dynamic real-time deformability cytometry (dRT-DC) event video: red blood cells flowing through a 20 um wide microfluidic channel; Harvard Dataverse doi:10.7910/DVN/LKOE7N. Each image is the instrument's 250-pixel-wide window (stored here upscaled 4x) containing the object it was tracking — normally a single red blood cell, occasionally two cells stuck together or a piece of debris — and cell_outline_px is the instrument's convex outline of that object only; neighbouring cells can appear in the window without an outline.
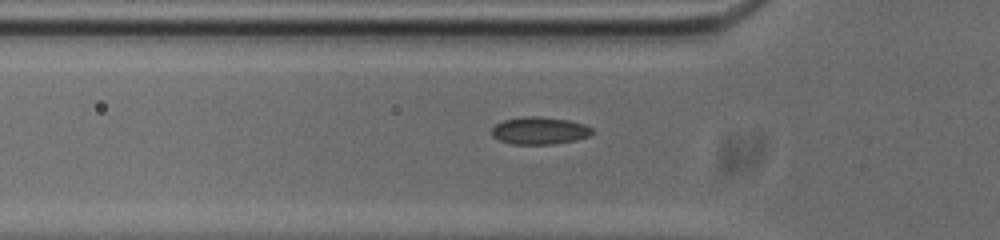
{"species": "common noctule bat (a hibernating species)", "species_latin": "Nyctalus noctula", "temperature_condition": "cold", "stored_images_in_passage": 40, "camera_frame_rate_fps": 3000, "um_per_image_px": 0.085, "animal": {"sex": "male", "body_mass_g": 20.0, "forearm_length_mm": 53.3}, "frame": {"image": 1, "passage_image": 7, "time_ms": 2.0, "image_size_px": [1000, 240], "cell_outline_px": [[592, 132], [588, 136], [576, 140], [552, 144], [512, 144], [500, 140], [492, 136], [492, 128], [496, 124], [504, 120], [524, 116], [540, 116], [568, 120], [584, 124], [592, 128]], "centroid_in_image_um": [45.85, 11.1], "position_along_channel_um": 80.0, "area_um2": 15.95}}
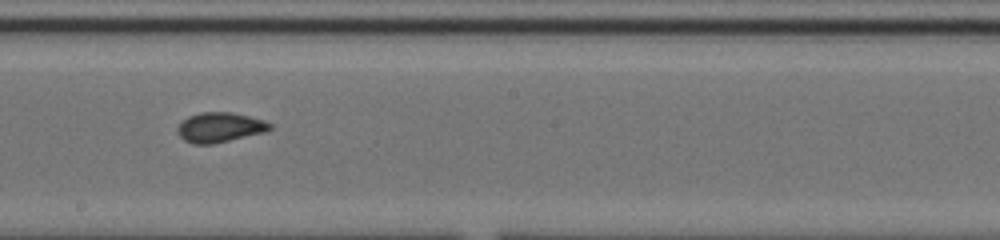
{"frame": {"image": 2, "passage_image": 19, "time_ms": 6.0, "image_size_px": [1000, 240], "cell_outline_px": [[272, 128], [264, 132], [212, 144], [192, 144], [184, 140], [180, 136], [176, 128], [188, 116], [200, 112], [232, 112], [264, 120], [272, 124]], "centroid_in_image_um": [18.67, 10.82], "position_along_channel_um": 229.5, "area_um2": 15.95}}
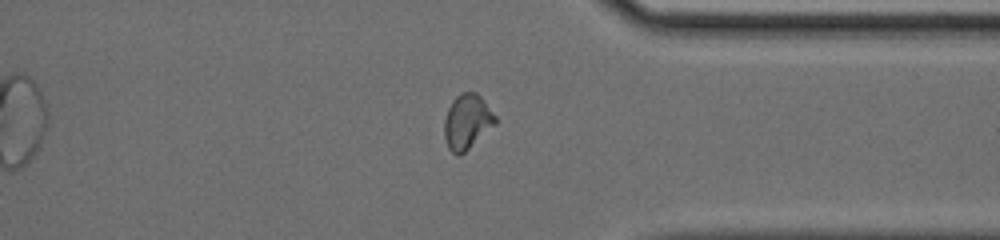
{"frame": {"image": 3, "passage_image": 31, "time_ms": 10.0, "image_size_px": [1000, 240], "cell_outline_px": [[496, 124], [460, 156], [456, 156], [448, 148], [444, 136], [444, 120], [448, 108], [452, 100], [460, 92], [476, 92], [480, 96], [496, 116]], "centroid_in_image_um": [39.69, 10.35], "position_along_channel_um": 371.7, "area_um2": 16.36}, "authors_computed_cell_mechanics": {"area_um2": 15.9528, "velocity_mm_per_s": 3.7303, "shape_relaxation_time_tau1_ms": null, "shape_relaxation_time_tau2_ms": 1.3494, "deformation_change_tau1": null, "deformation_change_tau2": 0.0673}}